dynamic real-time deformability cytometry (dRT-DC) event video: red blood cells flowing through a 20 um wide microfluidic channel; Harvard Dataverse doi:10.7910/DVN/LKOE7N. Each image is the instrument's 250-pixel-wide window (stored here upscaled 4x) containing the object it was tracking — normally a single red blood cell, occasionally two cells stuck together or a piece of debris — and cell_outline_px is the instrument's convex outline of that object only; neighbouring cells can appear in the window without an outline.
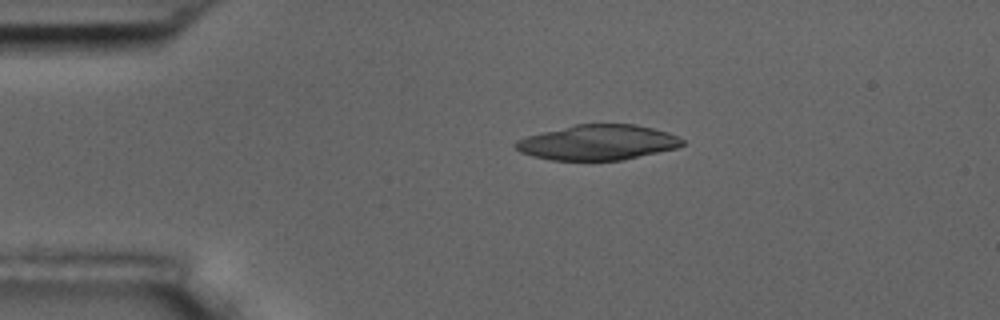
{"species": "common noctule bat (a hibernating species)", "species_latin": "Nyctalus noctula", "temperature_condition": "room temperature", "stored_images_in_passage": 4, "camera_frame_rate_fps": 3000, "um_per_image_px": 0.085, "animal": {"sex": "male", "body_mass_g": 17.5, "forearm_length_mm": 52.3}, "frame": {"image": 1, "passage_image": 3, "time_ms": 3.0, "image_size_px": [1000, 320], "cell_outline_px": [[684, 144], [676, 148], [624, 160], [552, 160], [532, 156], [520, 152], [512, 144], [516, 140], [528, 136], [576, 124], [636, 124], [668, 132], [684, 140]], "centroid_in_image_um": [50.81, 12.11], "position_along_channel_um": 34.2, "area_um2": 34.04}}